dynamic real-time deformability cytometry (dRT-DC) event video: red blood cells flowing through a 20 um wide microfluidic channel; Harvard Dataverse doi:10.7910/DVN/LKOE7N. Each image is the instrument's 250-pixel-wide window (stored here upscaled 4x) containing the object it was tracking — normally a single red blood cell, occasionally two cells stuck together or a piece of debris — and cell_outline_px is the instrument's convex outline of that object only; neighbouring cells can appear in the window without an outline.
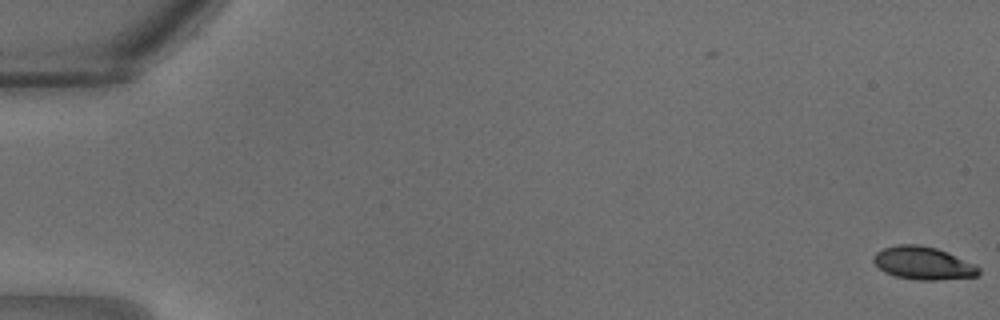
{"species": "common noctule bat (a hibernating species)", "species_latin": "Nyctalus noctula", "temperature_condition": "warm", "stored_images_in_passage": 2, "camera_frame_rate_fps": 3000, "um_per_image_px": 0.085, "animal": {"sex": "male", "body_mass_g": 18.8}, "frame": {"image": 1, "passage_image": 2, "time_ms": 0.333, "image_size_px": [1000, 320], "cell_outline_px": [[980, 272], [976, 276], [936, 280], [916, 280], [896, 276], [884, 272], [872, 260], [872, 256], [876, 252], [884, 248], [896, 244], [920, 244], [936, 248], [948, 252], [976, 264], [980, 268]], "centroid_in_image_um": [78.47, 22.35], "position_along_channel_um": 6.5, "area_um2": 20.29}}